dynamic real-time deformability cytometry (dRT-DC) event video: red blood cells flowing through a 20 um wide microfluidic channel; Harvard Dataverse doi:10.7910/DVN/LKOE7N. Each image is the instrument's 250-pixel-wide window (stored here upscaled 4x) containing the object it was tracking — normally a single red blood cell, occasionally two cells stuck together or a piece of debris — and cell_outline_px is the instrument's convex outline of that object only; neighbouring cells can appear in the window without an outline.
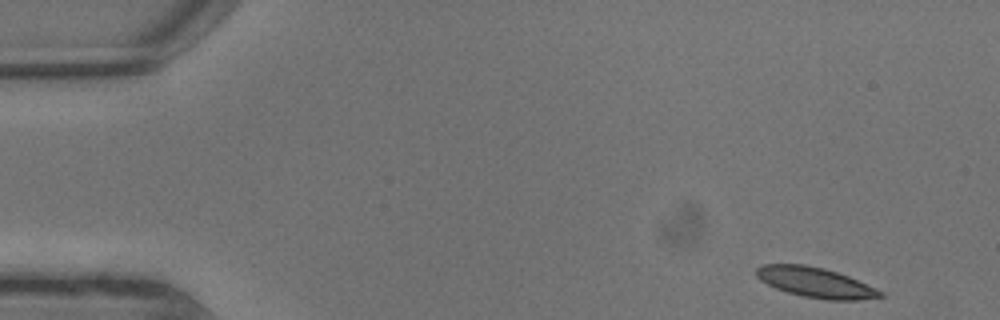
{"species": "common noctule bat (a hibernating species)", "species_latin": "Nyctalus noctula", "temperature_condition": "warm", "stored_images_in_passage": 6, "segment_of_instrument_passage": [1, 2], "camera_frame_rate_fps": 3000, "um_per_image_px": 0.085, "animal": {"sex": "male", "body_mass_g": 13.3}, "frame": {"image": 1, "passage_image": 1, "time_ms": 0.0, "image_size_px": [1000, 320], "cell_outline_px": [[884, 296], [856, 300], [828, 300], [804, 296], [788, 292], [776, 288], [760, 280], [756, 276], [756, 268], [760, 264], [804, 264], [824, 268], [848, 276], [876, 288], [884, 292]], "centroid_in_image_um": [69.3, 24.0], "position_along_channel_um": 15.7, "area_um2": 21.62}}